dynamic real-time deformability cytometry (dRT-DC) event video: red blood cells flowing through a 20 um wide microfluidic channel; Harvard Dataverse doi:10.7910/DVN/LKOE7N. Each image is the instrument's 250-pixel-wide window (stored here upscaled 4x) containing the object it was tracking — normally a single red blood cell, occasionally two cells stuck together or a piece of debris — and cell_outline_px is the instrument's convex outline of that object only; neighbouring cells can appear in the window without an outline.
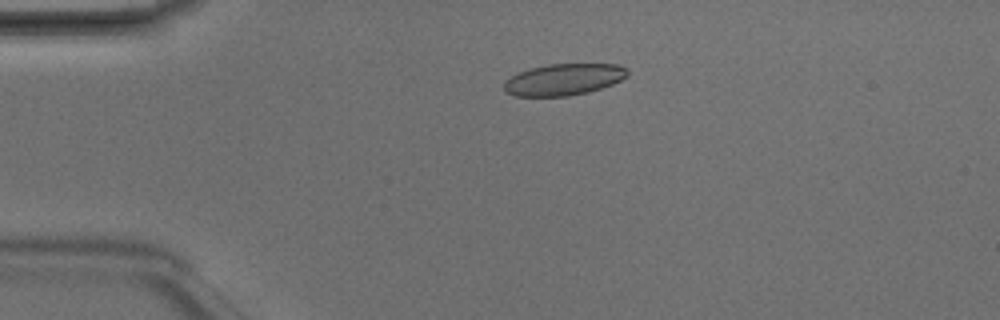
{"species": "Egyptian fruit bat (a non-hibernating species)", "species_latin": "Rousettus aegyptiacus", "temperature_condition": "room temperature", "stored_images_in_passage": 6, "camera_frame_rate_fps": 3000, "um_per_image_px": 0.085, "animal": {"sex": "male"}, "frame": {"image": 1, "passage_image": 4, "time_ms": 1.0, "image_size_px": [1000, 320], "cell_outline_px": [[628, 76], [612, 84], [588, 92], [568, 96], [516, 96], [504, 92], [504, 84], [512, 76], [528, 68], [548, 64], [620, 64], [628, 68]], "centroid_in_image_um": [47.94, 6.75], "position_along_channel_um": 37.1, "area_um2": 22.72}}